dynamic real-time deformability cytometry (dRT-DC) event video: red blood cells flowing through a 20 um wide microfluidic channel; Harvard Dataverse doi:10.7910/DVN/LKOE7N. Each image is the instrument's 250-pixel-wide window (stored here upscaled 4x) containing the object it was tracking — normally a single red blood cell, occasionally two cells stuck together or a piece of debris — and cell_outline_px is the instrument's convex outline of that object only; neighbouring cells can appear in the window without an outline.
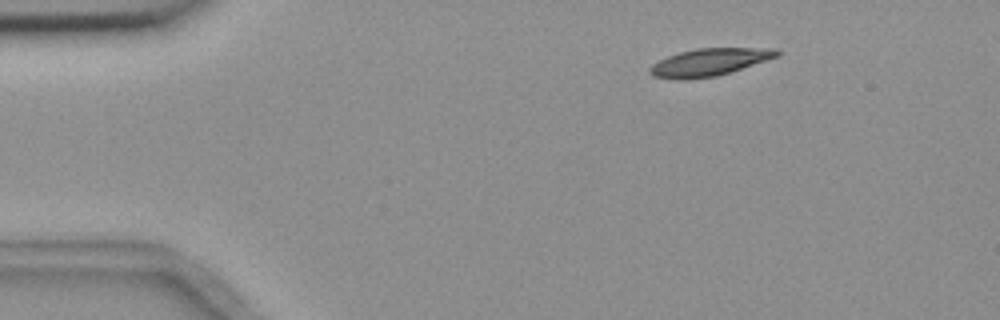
{"species": "common noctule bat (a hibernating species)", "species_latin": "Nyctalus noctula", "temperature_condition": "room temperature", "stored_images_in_passage": 6, "camera_frame_rate_fps": 3000, "um_per_image_px": 0.085, "animal": {"sex": "female", "body_mass_g": 18.4}, "frame": {"image": 1, "passage_image": 1, "time_ms": 0.0, "image_size_px": [1000, 320], "cell_outline_px": [[780, 56], [716, 76], [688, 80], [676, 80], [652, 76], [648, 72], [648, 68], [652, 64], [668, 56], [680, 52], [696, 48], [776, 48], [780, 52]], "centroid_in_image_um": [60.26, 5.29], "position_along_channel_um": 24.7, "area_um2": 20.4}}
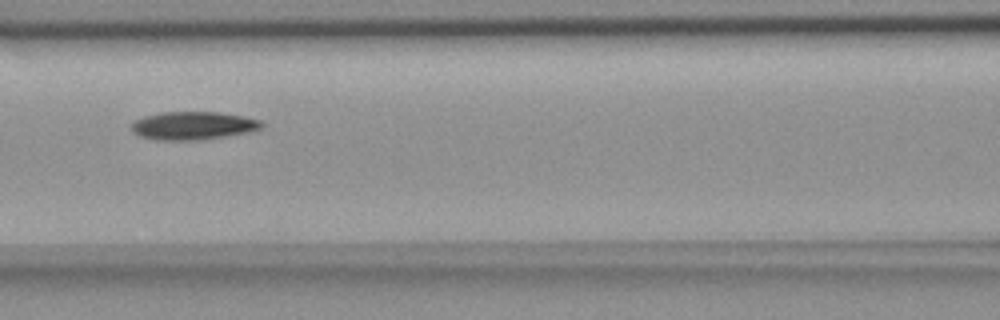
{"frame": {"image": 2, "passage_image": 5, "time_ms": 5.333, "image_size_px": [1000, 320], "cell_outline_px": [[264, 128], [248, 132], [224, 136], [196, 140], [156, 140], [140, 136], [132, 132], [132, 120], [144, 116], [160, 112], [220, 112], [244, 116], [260, 120], [264, 124]], "centroid_in_image_um": [16.4, 10.67], "position_along_channel_um": 150.2, "area_um2": 21.44}}
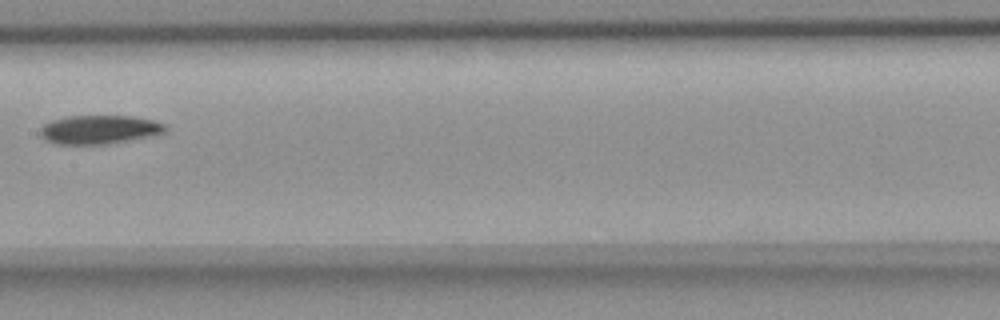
{"frame": {"image": 3, "passage_image": 6, "time_ms": 6.667, "image_size_px": [1000, 320], "cell_outline_px": [[168, 128], [164, 132], [152, 136], [108, 144], [56, 144], [44, 140], [40, 136], [40, 128], [44, 124], [52, 120], [64, 116], [132, 116], [152, 120], [164, 124]], "centroid_in_image_um": [8.41, 11.02], "position_along_channel_um": 199.0, "area_um2": 21.1}}